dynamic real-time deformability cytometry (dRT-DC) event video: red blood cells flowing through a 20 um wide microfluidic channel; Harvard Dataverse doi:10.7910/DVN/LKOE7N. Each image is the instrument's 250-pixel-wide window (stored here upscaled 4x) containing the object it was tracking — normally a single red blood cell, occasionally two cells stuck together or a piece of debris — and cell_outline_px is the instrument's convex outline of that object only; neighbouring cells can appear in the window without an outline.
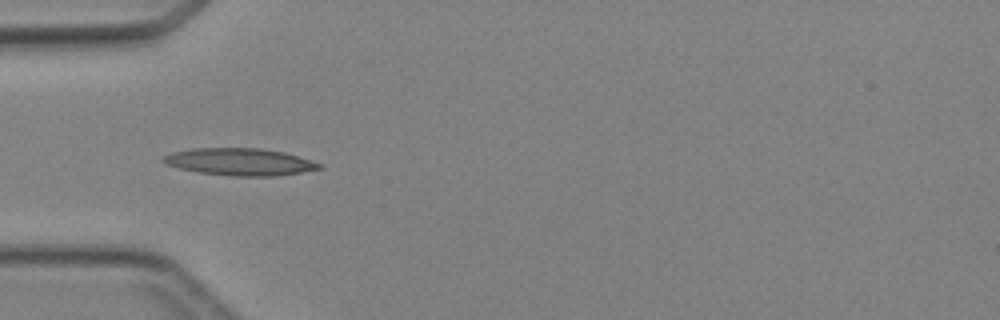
{"species": "Egyptian fruit bat (a non-hibernating species)", "species_latin": "Rousettus aegyptiacus", "temperature_condition": "cold", "stored_images_in_passage": 1, "camera_frame_rate_fps": 3000, "um_per_image_px": 0.085, "animal": {"sex": "female"}, "frame": {"image": 1, "passage_image": 1, "time_ms": 0.0, "image_size_px": [1000, 320], "cell_outline_px": [[324, 168], [276, 176], [232, 176], [200, 172], [180, 168], [164, 164], [160, 160], [160, 156], [172, 152], [192, 148], [260, 148], [284, 152], [324, 164]], "centroid_in_image_um": [20.36, 13.75], "position_along_channel_um": 64.6, "area_um2": 24.85}}